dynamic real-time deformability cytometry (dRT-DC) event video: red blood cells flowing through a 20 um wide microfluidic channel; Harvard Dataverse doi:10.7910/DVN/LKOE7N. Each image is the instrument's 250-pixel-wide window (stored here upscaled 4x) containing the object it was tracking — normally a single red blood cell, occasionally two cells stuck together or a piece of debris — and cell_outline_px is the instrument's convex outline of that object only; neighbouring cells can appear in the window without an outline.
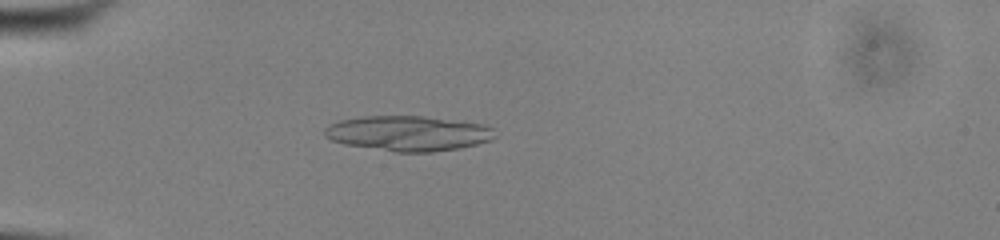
{"species": "common noctule bat (a hibernating species)", "species_latin": "Nyctalus noctula", "temperature_condition": "cold", "stored_images_in_passage": 53, "camera_frame_rate_fps": 3000, "um_per_image_px": 0.085, "animal": {"sex": "male", "body_mass_g": 13.0, "forearm_length_mm": 53.1}, "frame": {"image": 1, "passage_image": 16, "time_ms": 5.0, "image_size_px": [1000, 240], "cell_outline_px": [[496, 136], [492, 140], [460, 148], [432, 152], [396, 152], [344, 144], [332, 140], [324, 136], [324, 128], [340, 120], [364, 116], [424, 116], [484, 124], [496, 128]], "centroid_in_image_um": [34.74, 11.33], "position_along_channel_um": 50.3, "area_um2": 35.03}}